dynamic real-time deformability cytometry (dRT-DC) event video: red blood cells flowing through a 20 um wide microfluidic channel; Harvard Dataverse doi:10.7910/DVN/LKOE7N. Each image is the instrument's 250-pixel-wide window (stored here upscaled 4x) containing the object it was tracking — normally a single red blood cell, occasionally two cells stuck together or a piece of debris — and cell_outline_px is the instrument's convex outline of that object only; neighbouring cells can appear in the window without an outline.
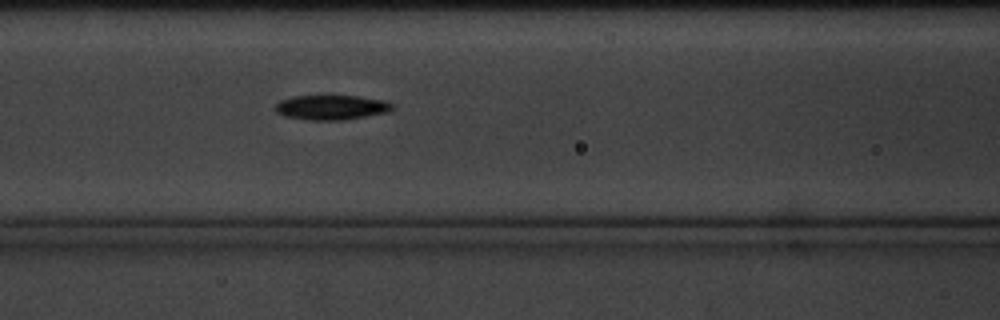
{"species": "common noctule bat (a hibernating species)", "species_latin": "Nyctalus noctula", "temperature_condition": "cold", "stored_images_in_passage": 3, "camera_frame_rate_fps": 3000, "um_per_image_px": 0.085, "animal": {"sex": "male", "body_mass_g": 20.1, "forearm_length_mm": 53.5}, "frame": {"image": 1, "passage_image": 3, "time_ms": 2.333, "image_size_px": [1000, 320], "cell_outline_px": [[392, 108], [388, 112], [340, 120], [308, 120], [284, 116], [276, 112], [276, 104], [280, 100], [292, 96], [360, 96], [384, 100], [392, 104]], "centroid_in_image_um": [28.13, 9.12], "position_along_channel_um": 138.5, "area_um2": 16.7}}